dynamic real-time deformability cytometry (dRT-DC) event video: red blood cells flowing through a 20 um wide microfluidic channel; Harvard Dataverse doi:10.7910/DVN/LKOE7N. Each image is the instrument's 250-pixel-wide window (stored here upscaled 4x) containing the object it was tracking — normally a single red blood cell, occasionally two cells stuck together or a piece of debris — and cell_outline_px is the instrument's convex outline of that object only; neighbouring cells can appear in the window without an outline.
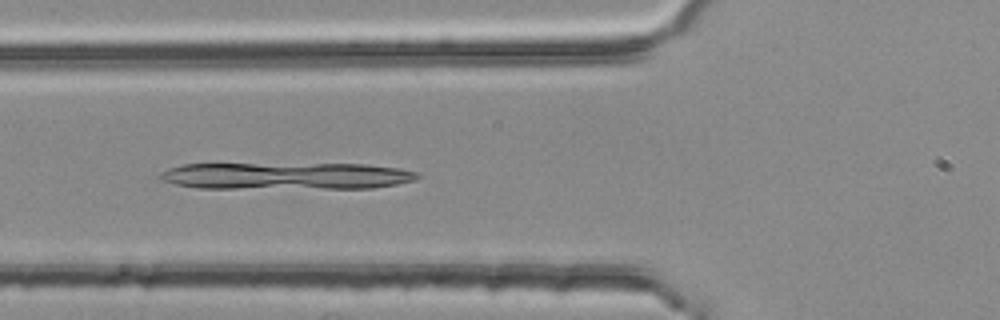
{"species": "common noctule bat (a hibernating species)", "species_latin": "Nyctalus noctula", "temperature_condition": "room temperature", "stored_images_in_passage": 35, "camera_frame_rate_fps": 3000, "um_per_image_px": 0.085, "animal": {"sex": "female", "body_mass_g": 25.1}, "frame": {"image": 1, "passage_image": 4, "time_ms": 1.0, "image_size_px": [1000, 320], "cell_outline_px": [[424, 176], [416, 180], [396, 184], [372, 188], [200, 188], [176, 184], [160, 180], [156, 176], [160, 172], [168, 168], [184, 164], [368, 164], [400, 168], [420, 172]], "centroid_in_image_um": [24.38, 14.95], "position_along_channel_um": 101.4, "area_um2": 40.86}}
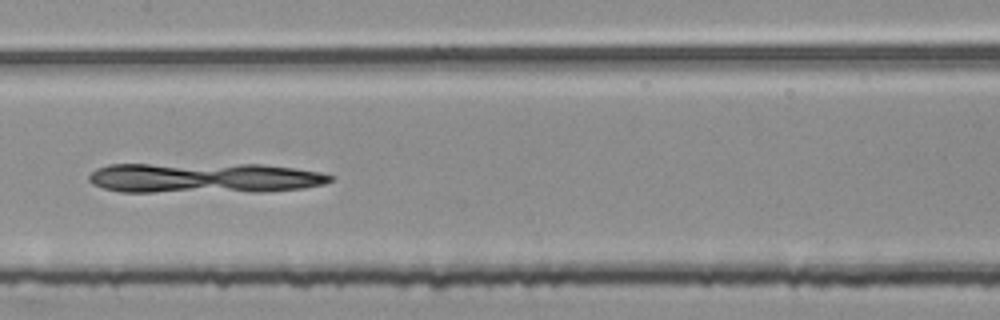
{"frame": {"image": 2, "passage_image": 11, "time_ms": 3.333, "image_size_px": [1000, 320], "cell_outline_px": [[336, 180], [324, 184], [304, 188], [264, 192], [120, 192], [104, 188], [92, 184], [88, 180], [88, 176], [96, 168], [108, 164], [260, 164], [296, 168], [320, 172], [332, 176]], "centroid_in_image_um": [17.37, 15.13], "position_along_channel_um": 190.0, "area_um2": 43.35}}
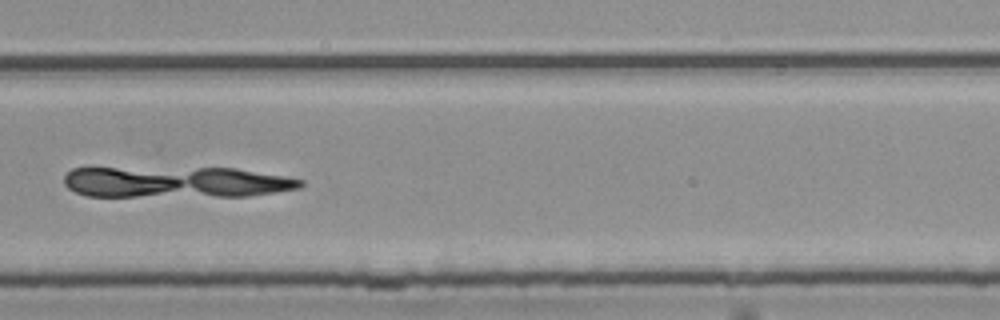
{"frame": {"image": 3, "passage_image": 21, "time_ms": 6.667, "image_size_px": [1000, 320], "cell_outline_px": [[304, 184], [300, 188], [276, 192], [248, 196], [84, 196], [68, 188], [64, 184], [64, 176], [72, 168], [88, 164], [236, 168], [288, 176], [304, 180]], "centroid_in_image_um": [14.8, 15.41], "position_along_channel_um": 315.0, "area_um2": 45.55}}